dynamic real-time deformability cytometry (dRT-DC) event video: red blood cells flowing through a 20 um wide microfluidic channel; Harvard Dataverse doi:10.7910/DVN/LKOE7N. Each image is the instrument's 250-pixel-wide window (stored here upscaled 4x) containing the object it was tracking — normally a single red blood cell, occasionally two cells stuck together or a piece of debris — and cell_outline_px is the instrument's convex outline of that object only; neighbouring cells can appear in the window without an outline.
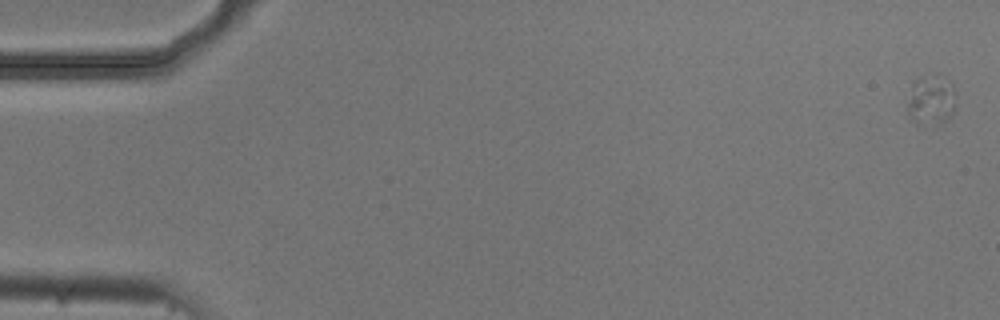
{"species": "common noctule bat (a hibernating species)", "species_latin": "Nyctalus noctula", "temperature_condition": "cold", "stored_images_in_passage": 7, "camera_frame_rate_fps": 3000, "um_per_image_px": 0.085, "animal": {"sex": "male", "body_mass_g": 20.5, "forearm_length_mm": 52.5}, "frame": {"image": 1, "passage_image": 1, "time_ms": 0.0, "image_size_px": [1000, 320], "cell_outline_px": [[956, 104], [948, 120], [940, 124], [916, 124], [908, 116], [908, 104], [912, 80], [920, 80], [952, 84], [956, 88]], "centroid_in_image_um": [79.15, 8.67], "position_along_channel_um": 5.9, "area_um2": 13.24}}